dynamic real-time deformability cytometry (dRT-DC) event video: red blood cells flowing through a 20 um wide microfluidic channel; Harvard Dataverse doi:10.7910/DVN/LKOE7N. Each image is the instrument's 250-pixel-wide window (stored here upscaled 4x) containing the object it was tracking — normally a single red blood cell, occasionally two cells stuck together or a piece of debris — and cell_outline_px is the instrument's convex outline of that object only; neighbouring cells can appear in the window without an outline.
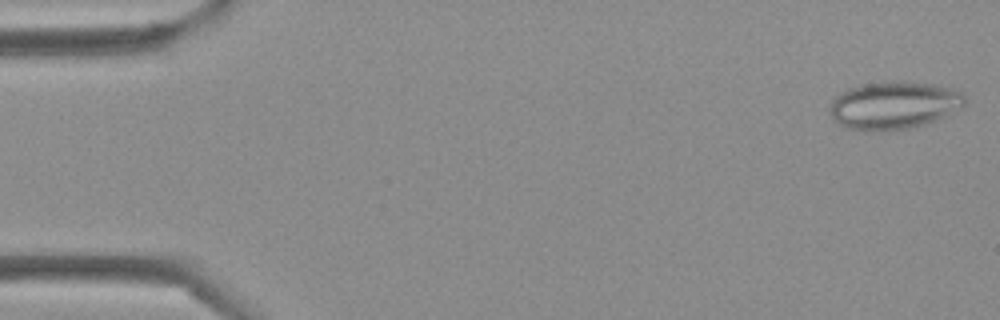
{"species": "Egyptian fruit bat (a non-hibernating species)", "species_latin": "Rousettus aegyptiacus", "temperature_condition": "cold", "stored_images_in_passage": 43, "camera_frame_rate_fps": 3000, "um_per_image_px": 0.085, "frame": {"image": 1, "passage_image": 1, "time_ms": 0.0, "image_size_px": [1000, 320], "cell_outline_px": [[968, 100], [960, 108], [936, 120], [912, 128], [868, 132], [864, 132], [848, 128], [832, 120], [828, 112], [828, 108], [832, 100], [840, 92], [848, 88], [860, 84], [892, 80], [904, 80], [936, 84], [960, 92]], "centroid_in_image_um": [75.92, 8.94], "position_along_channel_um": 9.1, "area_um2": 38.26}}
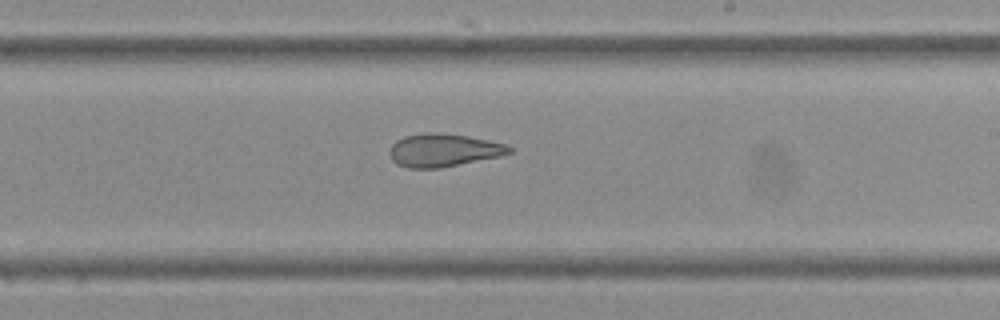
{"frame": {"image": 2, "passage_image": 25, "time_ms": 8.0, "image_size_px": [1000, 320], "cell_outline_px": [[512, 152], [500, 156], [440, 168], [408, 168], [396, 164], [392, 160], [392, 144], [396, 140], [404, 136], [424, 132], [440, 132], [468, 136], [508, 144], [512, 148]], "centroid_in_image_um": [37.72, 12.75], "position_along_channel_um": 251.3, "area_um2": 23.0}}
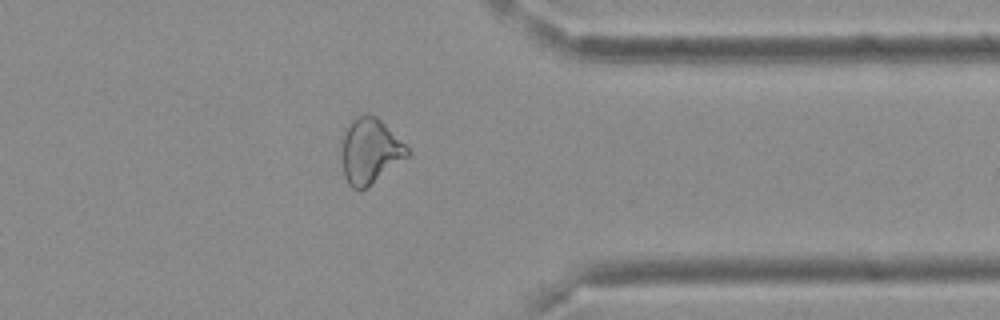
{"frame": {"image": 3, "passage_image": 34, "time_ms": 11.0, "image_size_px": [1000, 320], "cell_outline_px": [[408, 156], [360, 192], [352, 188], [348, 184], [344, 176], [340, 152], [340, 140], [348, 124], [356, 116], [376, 116], [408, 148]], "centroid_in_image_um": [31.37, 12.86], "position_along_channel_um": 380.0, "area_um2": 24.8}}